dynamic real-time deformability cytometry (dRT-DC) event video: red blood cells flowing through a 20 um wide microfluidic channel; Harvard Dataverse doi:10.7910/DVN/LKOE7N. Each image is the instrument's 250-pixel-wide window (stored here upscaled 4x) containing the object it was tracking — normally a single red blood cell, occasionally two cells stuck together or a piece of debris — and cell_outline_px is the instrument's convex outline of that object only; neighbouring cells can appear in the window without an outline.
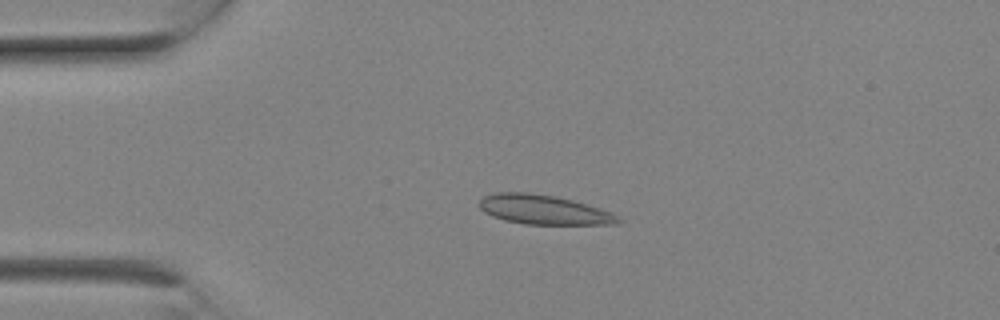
{"species": "Egyptian fruit bat (a non-hibernating species)", "species_latin": "Rousettus aegyptiacus", "temperature_condition": "room temperature", "stored_images_in_passage": 6, "camera_frame_rate_fps": 3000, "um_per_image_px": 0.085, "animal": {"sex": "female"}, "frame": {"image": 1, "passage_image": 3, "time_ms": 0.667, "image_size_px": [1000, 320], "cell_outline_px": [[624, 220], [616, 224], [524, 224], [504, 220], [492, 216], [484, 212], [480, 208], [480, 200], [484, 196], [496, 192], [528, 192], [556, 196], [588, 204], [612, 212], [620, 216]], "centroid_in_image_um": [46.25, 17.82], "position_along_channel_um": 38.7, "area_um2": 23.99}}
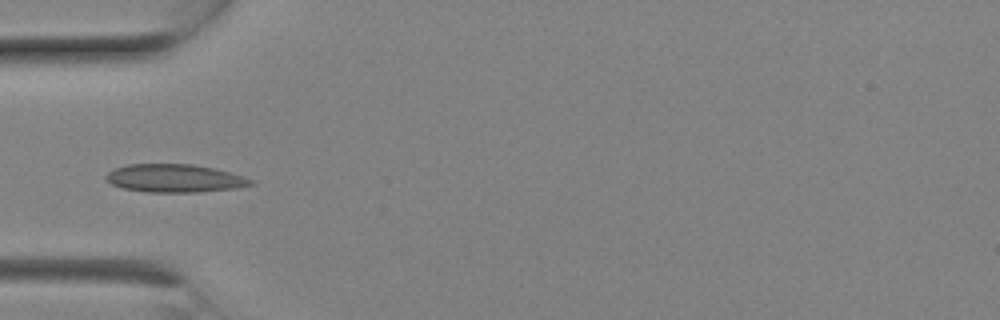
{"frame": {"image": 2, "passage_image": 5, "time_ms": 1.333, "image_size_px": [1000, 320], "cell_outline_px": [[256, 184], [236, 188], [196, 192], [148, 192], [124, 188], [112, 184], [104, 176], [108, 172], [116, 168], [128, 164], [192, 164], [212, 168], [244, 176], [252, 180]], "centroid_in_image_um": [14.86, 15.15], "position_along_channel_um": 70.1, "area_um2": 23.47}}
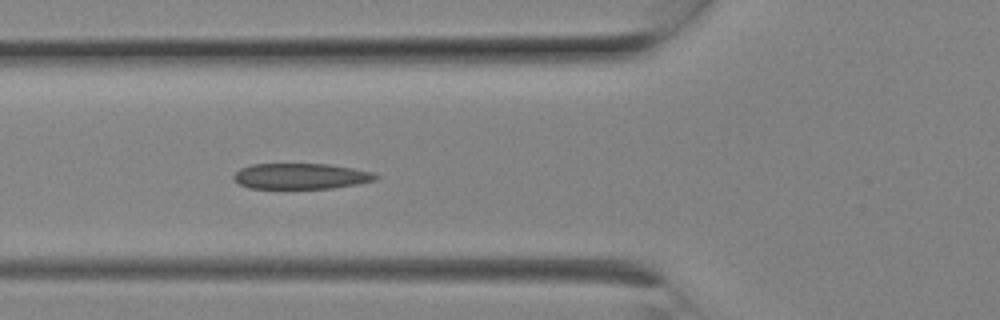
{"frame": {"image": 3, "passage_image": 6, "time_ms": 1.667, "image_size_px": [1000, 320], "cell_outline_px": [[380, 176], [376, 180], [356, 184], [332, 188], [248, 188], [232, 180], [232, 176], [240, 168], [252, 164], [328, 164], [352, 168], [372, 172]], "centroid_in_image_um": [25.54, 14.97], "position_along_channel_um": 100.3, "area_um2": 21.27}}